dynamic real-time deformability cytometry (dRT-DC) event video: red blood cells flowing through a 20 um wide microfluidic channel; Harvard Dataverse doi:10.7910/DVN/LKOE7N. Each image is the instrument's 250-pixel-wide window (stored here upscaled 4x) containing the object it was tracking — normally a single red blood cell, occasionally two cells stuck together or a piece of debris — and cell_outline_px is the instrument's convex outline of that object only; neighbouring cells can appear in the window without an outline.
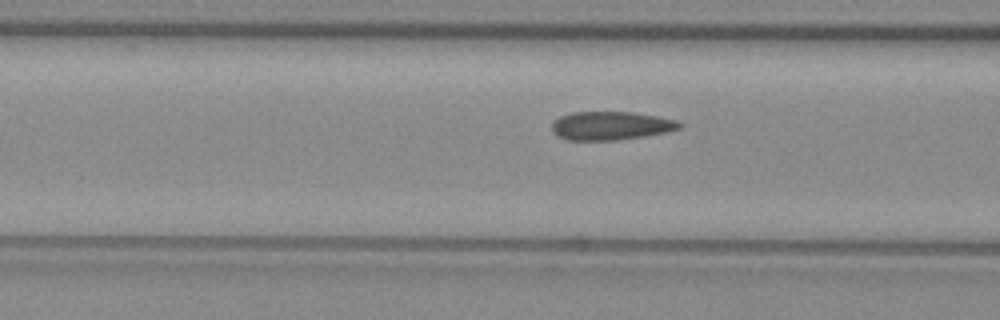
{"species": "common noctule bat (a hibernating species)", "species_latin": "Nyctalus noctula", "temperature_condition": "warm", "stored_images_in_passage": 13, "camera_frame_rate_fps": 3000, "um_per_image_px": 0.085, "animal": {"sex": "female", "body_mass_g": 29.2, "forearm_length_mm": 56.3}, "frame": {"image": 1, "passage_image": 10, "time_ms": 3.0, "image_size_px": [1000, 320], "cell_outline_px": [[684, 124], [680, 128], [668, 132], [644, 136], [616, 140], [568, 140], [556, 136], [552, 132], [552, 120], [560, 116], [572, 112], [636, 112], [676, 120]], "centroid_in_image_um": [51.9, 10.68], "position_along_channel_um": 114.7, "area_um2": 21.39}}